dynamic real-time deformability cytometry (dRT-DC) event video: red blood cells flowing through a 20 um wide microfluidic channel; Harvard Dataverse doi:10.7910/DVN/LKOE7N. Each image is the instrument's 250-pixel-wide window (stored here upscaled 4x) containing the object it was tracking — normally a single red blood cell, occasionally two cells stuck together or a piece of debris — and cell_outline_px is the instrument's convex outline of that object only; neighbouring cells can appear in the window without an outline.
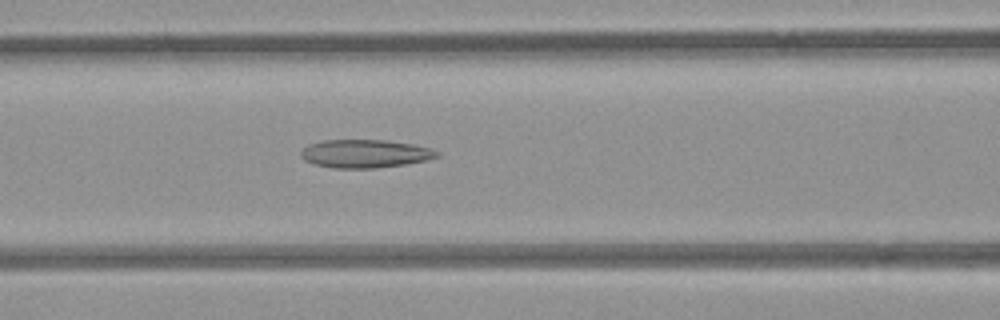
{"species": "common noctule bat (a hibernating species)", "species_latin": "Nyctalus noctula", "temperature_condition": "room temperature", "stored_images_in_passage": 54, "camera_frame_rate_fps": 3000, "um_per_image_px": 0.085, "animal": {"sex": "female", "body_mass_g": 21.9}, "frame": {"image": 1, "passage_image": 23, "time_ms": 7.333, "image_size_px": [1000, 320], "cell_outline_px": [[440, 156], [424, 160], [404, 164], [376, 168], [332, 168], [312, 164], [304, 160], [300, 156], [300, 152], [308, 144], [324, 140], [388, 140], [412, 144], [432, 148], [440, 152]], "centroid_in_image_um": [31.01, 13.06], "position_along_channel_um": 135.6, "area_um2": 22.48}}
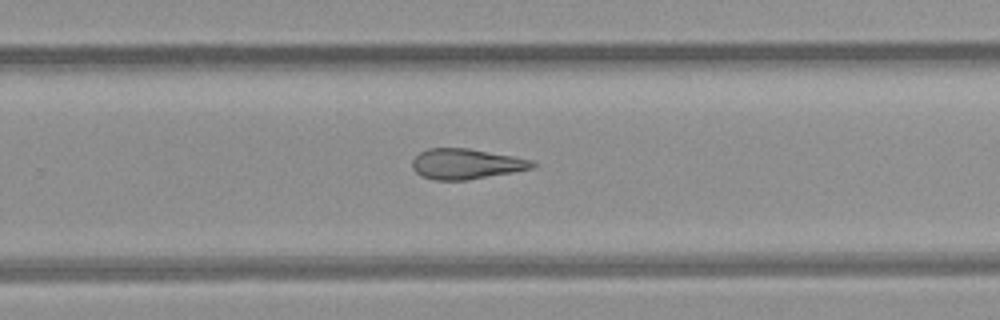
{"frame": {"image": 2, "passage_image": 35, "time_ms": 11.333, "image_size_px": [1000, 320], "cell_outline_px": [[536, 164], [532, 168], [512, 172], [464, 180], [432, 180], [420, 176], [412, 168], [412, 160], [420, 152], [428, 148], [468, 148], [516, 156], [532, 160]], "centroid_in_image_um": [39.59, 13.92], "position_along_channel_um": 290.2, "area_um2": 21.27}}
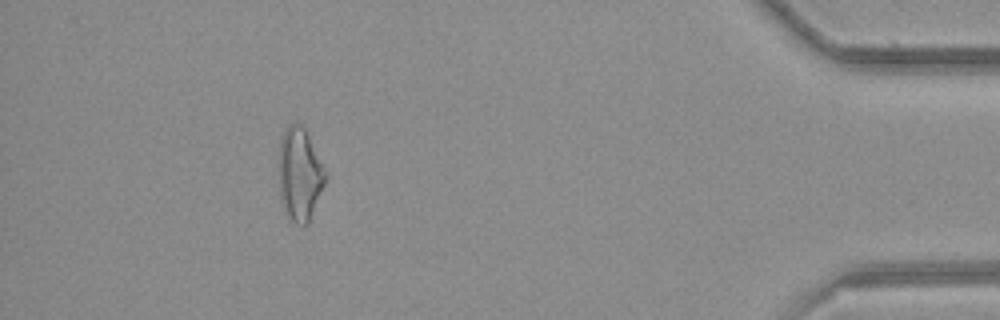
{"frame": {"image": 3, "passage_image": 49, "time_ms": 16.0, "image_size_px": [1000, 320], "cell_outline_px": [[328, 176], [308, 224], [304, 228], [288, 220], [284, 212], [280, 196], [280, 140], [284, 128], [288, 124], [300, 124], [304, 128], [328, 172]], "centroid_in_image_um": [25.5, 14.87], "position_along_channel_um": 409.7, "area_um2": 25.55}, "authors_computed_cell_mechanics": {"area_um2": 23.987, "velocity_mm_per_s": 3.8698, "shape_relaxation_time_tau1_ms": null, "shape_relaxation_time_tau2_ms": 5.41, "deformation_change_tau1": null, "deformation_change_tau2": 0.1725}}